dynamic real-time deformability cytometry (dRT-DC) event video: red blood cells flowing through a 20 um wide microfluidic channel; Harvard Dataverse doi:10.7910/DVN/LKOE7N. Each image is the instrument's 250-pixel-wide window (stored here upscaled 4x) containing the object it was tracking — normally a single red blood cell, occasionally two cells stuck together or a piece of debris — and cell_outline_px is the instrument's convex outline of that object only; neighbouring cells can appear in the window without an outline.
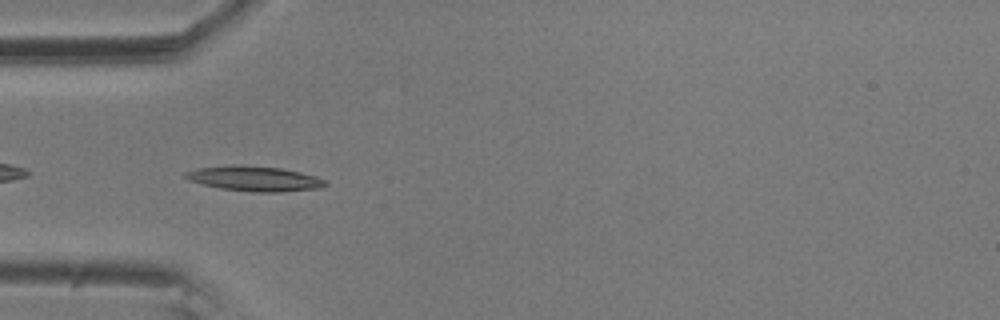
{"species": "common noctule bat (a hibernating species)", "species_latin": "Nyctalus noctula", "temperature_condition": "room temperature", "stored_images_in_passage": 6, "camera_frame_rate_fps": 3000, "um_per_image_px": 0.085, "animal": {"sex": "male", "body_mass_g": 20.5, "forearm_length_mm": 52.5}, "frame": {"image": 1, "passage_image": 5, "time_ms": 1.333, "image_size_px": [1000, 320], "cell_outline_px": [[328, 184], [320, 188], [280, 192], [256, 192], [220, 188], [188, 180], [184, 176], [184, 172], [196, 168], [236, 164], [280, 168], [300, 172], [316, 176], [324, 180]], "centroid_in_image_um": [21.61, 15.17], "position_along_channel_um": 63.4, "area_um2": 20.35}}
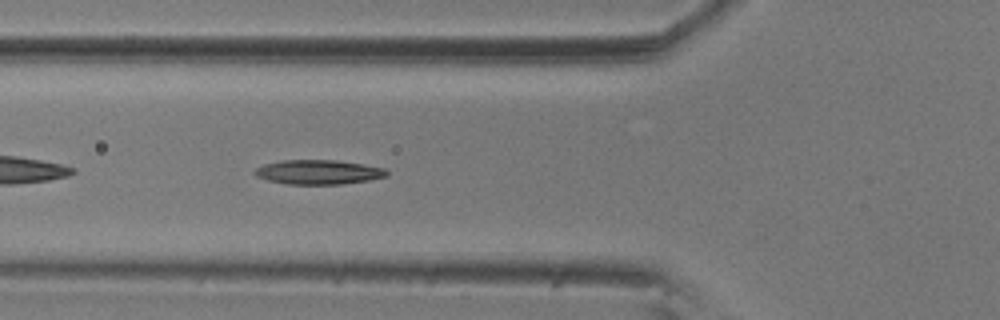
{"frame": {"image": 2, "passage_image": 6, "time_ms": 1.667, "image_size_px": [1000, 320], "cell_outline_px": [[388, 176], [368, 180], [340, 184], [284, 184], [268, 180], [256, 176], [252, 172], [256, 168], [264, 164], [284, 160], [336, 160], [364, 164], [384, 168], [388, 172]], "centroid_in_image_um": [27.05, 14.62], "position_along_channel_um": 98.7, "area_um2": 18.79}}